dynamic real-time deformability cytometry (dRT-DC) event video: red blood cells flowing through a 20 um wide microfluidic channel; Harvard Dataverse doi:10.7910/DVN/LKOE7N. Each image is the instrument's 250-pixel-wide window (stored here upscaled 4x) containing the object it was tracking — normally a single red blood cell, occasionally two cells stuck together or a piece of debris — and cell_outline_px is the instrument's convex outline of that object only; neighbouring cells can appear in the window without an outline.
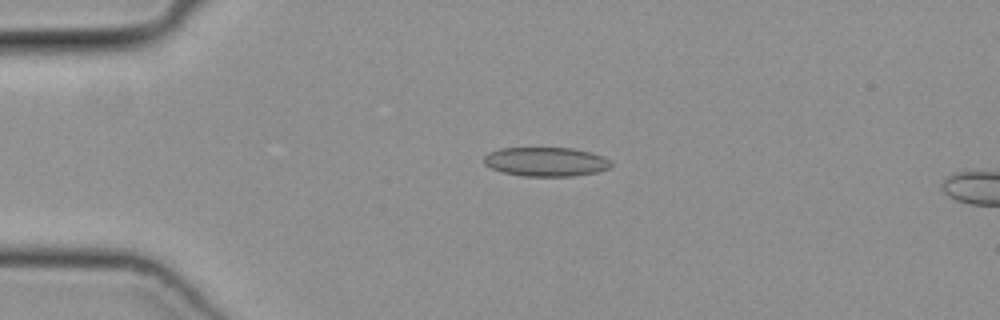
{"species": "common noctule bat (a hibernating species)", "species_latin": "Nyctalus noctula", "temperature_condition": "cold", "stored_images_in_passage": 5, "camera_frame_rate_fps": 3000, "um_per_image_px": 0.085, "animal": {"sex": "female", "body_mass_g": 19.3, "forearm_length_mm": 54.1}, "frame": {"image": 1, "passage_image": 1, "time_ms": 0.0, "image_size_px": [1000, 320], "cell_outline_px": [[612, 168], [596, 172], [572, 176], [524, 176], [504, 172], [492, 168], [484, 164], [484, 156], [488, 152], [500, 148], [572, 148], [592, 152], [608, 160], [612, 164]], "centroid_in_image_um": [46.4, 13.74], "position_along_channel_um": 38.6, "area_um2": 21.5}}